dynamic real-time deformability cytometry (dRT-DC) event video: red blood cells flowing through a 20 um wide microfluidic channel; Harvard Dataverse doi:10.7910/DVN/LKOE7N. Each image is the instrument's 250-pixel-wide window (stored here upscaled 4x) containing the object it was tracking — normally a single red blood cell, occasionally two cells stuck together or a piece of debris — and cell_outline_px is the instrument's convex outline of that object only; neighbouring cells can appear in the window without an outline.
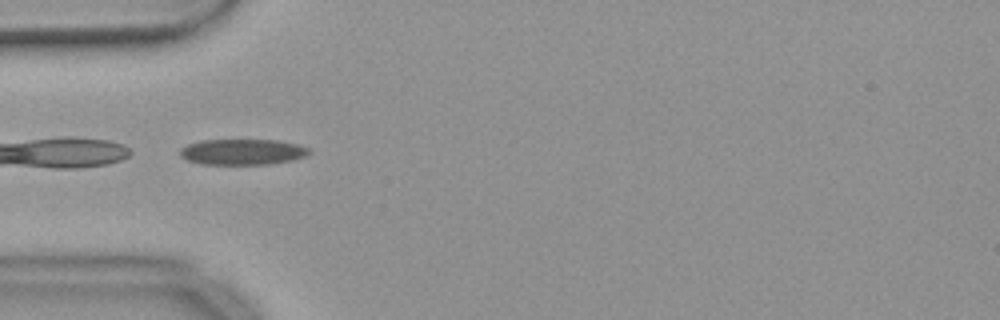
{"species": "common noctule bat (a hibernating species)", "species_latin": "Nyctalus noctula", "temperature_condition": "warm", "stored_images_in_passage": 37, "camera_frame_rate_fps": 3000, "um_per_image_px": 0.085, "animal": {"sex": "female", "body_mass_g": 18.4}, "frame": {"image": 1, "passage_image": 1, "time_ms": 0.0, "image_size_px": [1000, 320], "cell_outline_px": [[312, 152], [304, 156], [292, 160], [268, 164], [200, 164], [188, 160], [180, 156], [180, 148], [188, 144], [204, 140], [276, 140], [296, 144], [308, 148]], "centroid_in_image_um": [20.59, 12.91], "position_along_channel_um": 64.4, "area_um2": 19.25}}
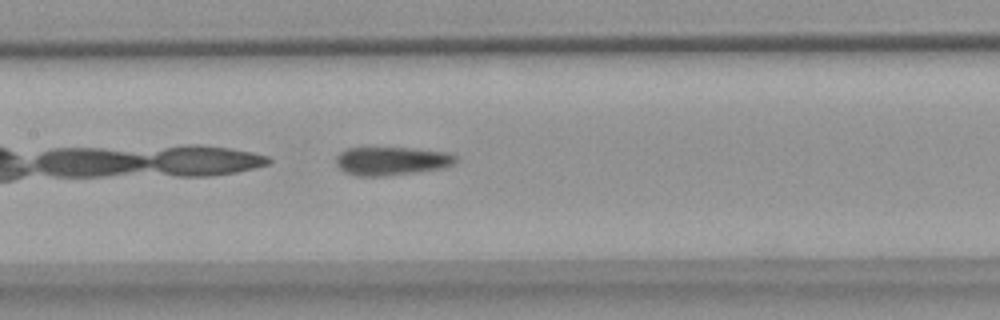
{"frame": {"image": 2, "passage_image": 10, "time_ms": 3.0, "image_size_px": [1000, 320], "cell_outline_px": [[456, 160], [452, 164], [444, 168], [384, 176], [356, 176], [344, 172], [336, 164], [336, 156], [340, 152], [348, 148], [408, 148], [448, 152], [456, 156]], "centroid_in_image_um": [33.26, 13.68], "position_along_channel_um": 174.1, "area_um2": 19.71}}
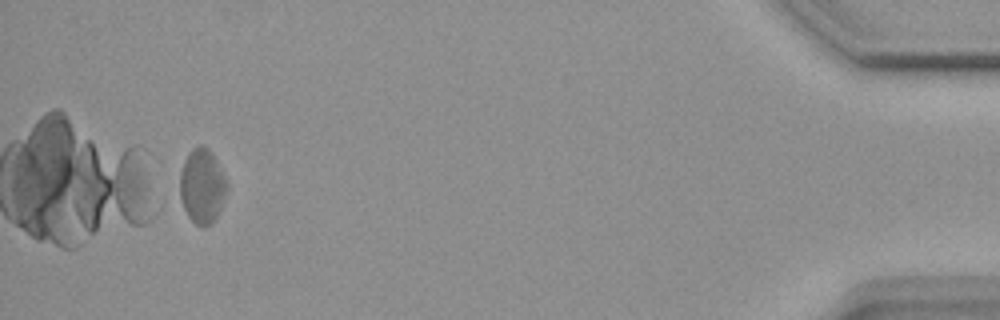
{"frame": {"image": 3, "passage_image": 36, "time_ms": 11.667, "image_size_px": [1000, 320], "cell_outline_px": [[228, 184], [220, 208], [216, 216], [204, 228], [196, 224], [188, 216], [184, 208], [180, 196], [180, 172], [184, 160], [188, 152], [192, 148], [200, 144], [208, 148], [212, 152]], "centroid_in_image_um": [17.16, 15.77], "position_along_channel_um": 418.0, "area_um2": 20.17}, "authors_computed_cell_mechanics": {"area_um2": 19.9988, "velocity_mm_per_s": 3.6833, "shape_relaxation_time_tau1_ms": null, "shape_relaxation_time_tau2_ms": 5.9521, "deformation_change_tau1": null, "deformation_change_tau2": 0.1056}}